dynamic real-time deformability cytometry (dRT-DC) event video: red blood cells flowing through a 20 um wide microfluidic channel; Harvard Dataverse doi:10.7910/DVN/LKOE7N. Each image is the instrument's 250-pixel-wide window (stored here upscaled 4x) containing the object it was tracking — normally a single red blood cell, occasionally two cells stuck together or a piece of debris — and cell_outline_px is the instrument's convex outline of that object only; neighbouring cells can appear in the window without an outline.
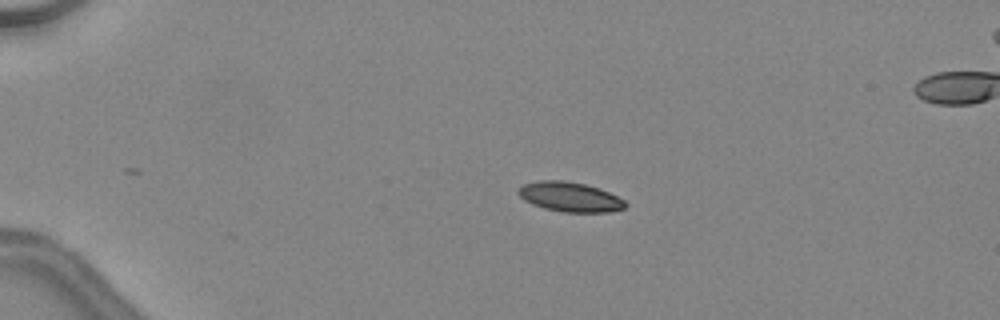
{"species": "common noctule bat (a hibernating species)", "species_latin": "Nyctalus noctula", "temperature_condition": "warm", "stored_images_in_passage": 32, "camera_frame_rate_fps": 3000, "um_per_image_px": 0.085, "animal": {"sex": "female", "body_mass_g": 24.6, "forearm_length_mm": 56.2}, "frame": {"image": 1, "passage_image": 1, "time_ms": 0.0, "image_size_px": [1000, 320], "cell_outline_px": [[628, 204], [624, 208], [608, 212], [560, 212], [544, 208], [532, 204], [524, 200], [516, 192], [516, 188], [520, 184], [536, 180], [564, 180], [584, 184], [600, 188], [624, 200]], "centroid_in_image_um": [48.37, 16.72], "position_along_channel_um": 36.6, "area_um2": 18.79}}
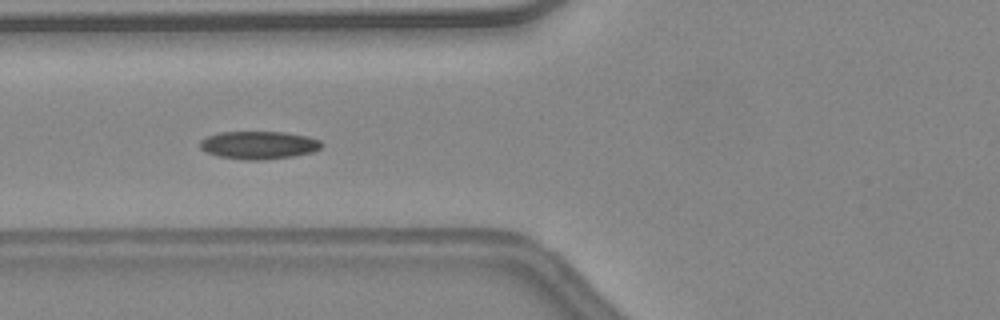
{"frame": {"image": 2, "passage_image": 10, "time_ms": 3.0, "image_size_px": [1000, 320], "cell_outline_px": [[324, 144], [320, 148], [312, 152], [292, 156], [264, 160], [244, 160], [220, 156], [204, 152], [200, 148], [200, 140], [208, 136], [220, 132], [284, 132], [308, 136], [320, 140]], "centroid_in_image_um": [21.99, 12.33], "position_along_channel_um": 103.8, "area_um2": 19.83}, "authors_computed_cell_mechanics": {"area_um2": 19.1318, "velocity_mm_per_s": 4.5189, "shape_relaxation_time_tau1_ms": 3.4692, "shape_relaxation_time_tau2_ms": 2.0293, "deformation_change_tau1": 0.1369, "deformation_change_tau2": 0.0775}}